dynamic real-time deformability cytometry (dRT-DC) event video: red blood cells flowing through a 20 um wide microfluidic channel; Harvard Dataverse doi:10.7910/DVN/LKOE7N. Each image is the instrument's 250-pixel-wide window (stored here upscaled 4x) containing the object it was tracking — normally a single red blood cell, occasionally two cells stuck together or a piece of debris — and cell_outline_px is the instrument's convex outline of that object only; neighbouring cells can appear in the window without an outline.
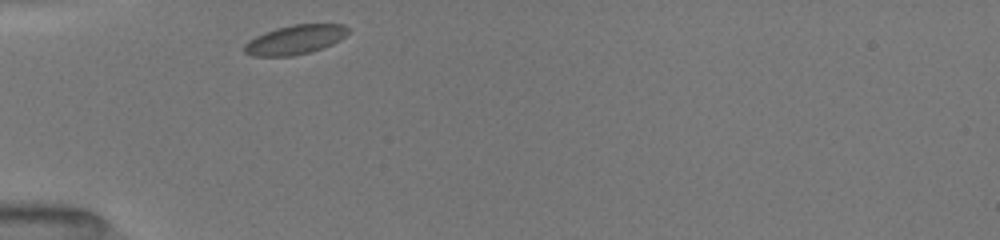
{"species": "common noctule bat (a hibernating species)", "species_latin": "Nyctalus noctula", "temperature_condition": "room temperature", "stored_images_in_passage": 32, "camera_frame_rate_fps": 3000, "um_per_image_px": 0.085, "animal": {"sex": "female", "body_mass_g": 19.5, "forearm_length_mm": 54.1}, "frame": {"image": 1, "passage_image": 1, "time_ms": 0.0, "image_size_px": [1000, 240], "cell_outline_px": [[348, 32], [340, 40], [332, 44], [308, 52], [292, 56], [252, 56], [244, 52], [244, 44], [248, 40], [264, 32], [276, 28], [292, 24], [344, 24], [348, 28]], "centroid_in_image_um": [25.05, 3.37], "position_along_channel_um": 60.0, "area_um2": 17.63}}
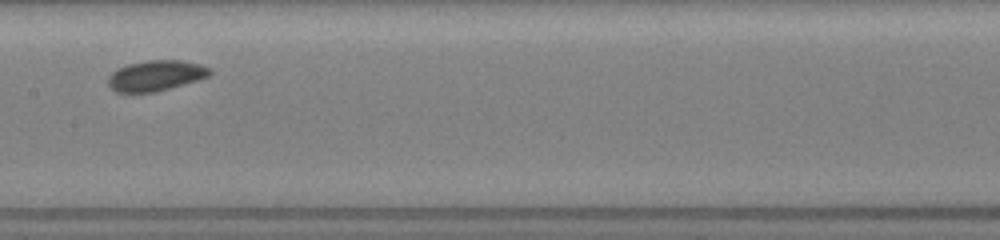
{"frame": {"image": 2, "passage_image": 13, "time_ms": 3.667, "image_size_px": [1000, 240], "cell_outline_px": [[212, 72], [208, 76], [196, 80], [168, 88], [152, 92], [116, 92], [108, 84], [108, 76], [116, 68], [128, 64], [148, 60], [180, 60], [200, 64], [212, 68]], "centroid_in_image_um": [13.23, 6.41], "position_along_channel_um": 194.2, "area_um2": 17.92}}
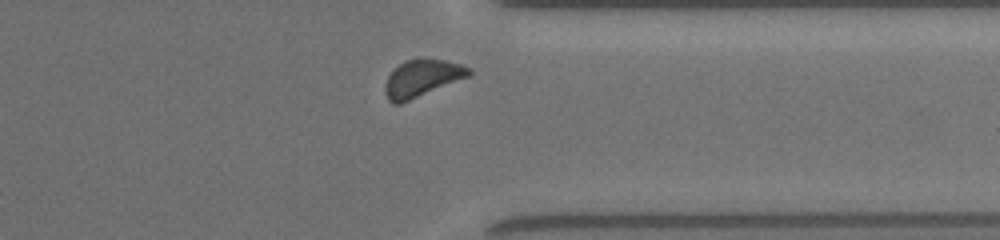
{"frame": {"image": 3, "passage_image": 28, "time_ms": 8.333, "image_size_px": [1000, 240], "cell_outline_px": [[472, 72], [468, 76], [400, 104], [392, 104], [388, 100], [384, 92], [384, 88], [388, 76], [404, 60], [420, 56], [444, 60], [460, 64], [472, 68]], "centroid_in_image_um": [35.85, 6.62], "position_along_channel_um": 375.6, "area_um2": 18.21}}